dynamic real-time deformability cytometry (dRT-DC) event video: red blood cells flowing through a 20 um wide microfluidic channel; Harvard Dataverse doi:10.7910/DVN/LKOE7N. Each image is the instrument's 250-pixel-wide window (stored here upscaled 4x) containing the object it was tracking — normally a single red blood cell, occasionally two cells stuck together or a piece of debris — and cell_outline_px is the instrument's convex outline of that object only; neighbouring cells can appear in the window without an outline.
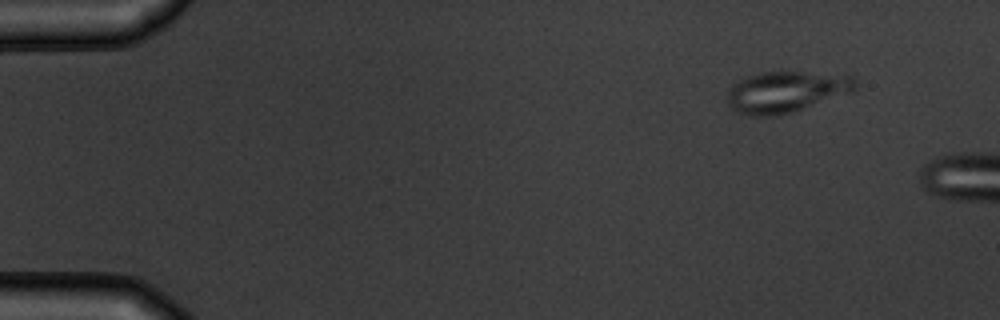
{"species": "common noctule bat (a hibernating species)", "species_latin": "Nyctalus noctula", "temperature_condition": "warm", "stored_images_in_passage": 5, "camera_frame_rate_fps": 3000, "um_per_image_px": 0.085, "animal": {"sex": "male", "body_mass_g": 19.5, "forearm_length_mm": 54.6}, "frame": {"image": 1, "passage_image": 1, "time_ms": 0.0, "image_size_px": [1000, 320], "cell_outline_px": [[856, 88], [852, 92], [788, 112], [768, 116], [748, 116], [732, 108], [724, 100], [724, 96], [728, 88], [732, 84], [748, 76], [760, 72], [800, 72], [856, 76]], "centroid_in_image_um": [66.75, 7.79], "position_along_channel_um": 18.3, "area_um2": 30.4}}